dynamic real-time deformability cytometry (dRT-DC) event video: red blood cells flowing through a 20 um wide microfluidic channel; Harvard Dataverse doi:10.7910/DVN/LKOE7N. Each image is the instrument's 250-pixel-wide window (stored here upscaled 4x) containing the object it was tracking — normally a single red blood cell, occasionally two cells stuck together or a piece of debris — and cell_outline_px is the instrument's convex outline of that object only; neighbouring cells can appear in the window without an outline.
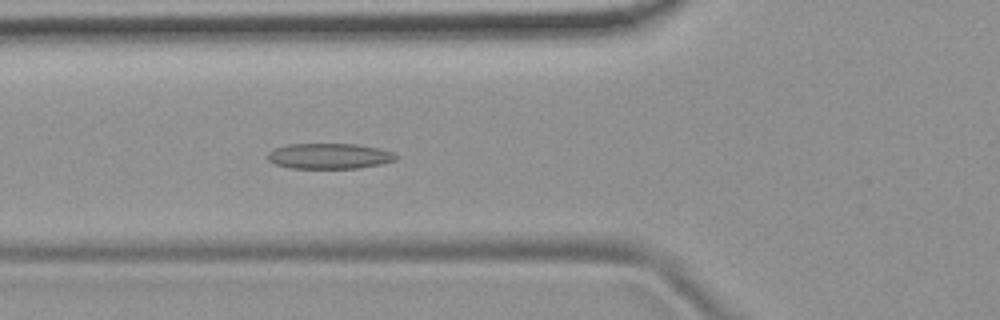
{"species": "common noctule bat (a hibernating species)", "species_latin": "Nyctalus noctula", "temperature_condition": "room temperature", "stored_images_in_passage": 37, "camera_frame_rate_fps": 3000, "um_per_image_px": 0.085, "animal": {"sex": "female", "body_mass_g": 19.9}, "frame": {"image": 1, "passage_image": 4, "time_ms": 1.0, "image_size_px": [1000, 320], "cell_outline_px": [[400, 156], [396, 160], [380, 164], [360, 168], [288, 168], [276, 164], [268, 160], [268, 152], [276, 148], [288, 144], [356, 144], [380, 148], [392, 152]], "centroid_in_image_um": [28.02, 13.26], "position_along_channel_um": 97.8, "area_um2": 19.13}}
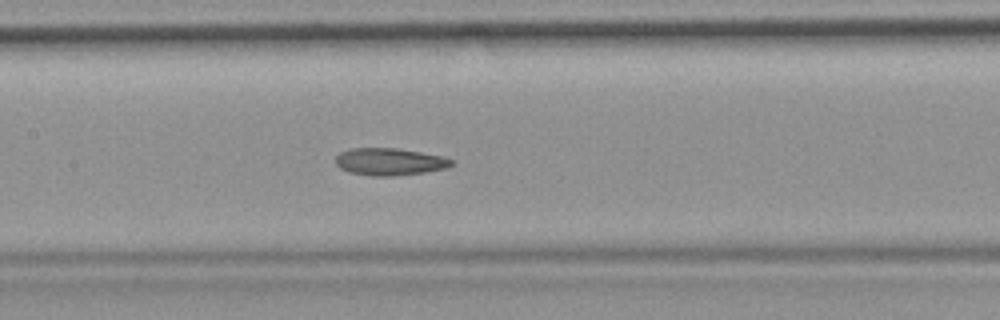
{"frame": {"image": 2, "passage_image": 10, "time_ms": 3.0, "image_size_px": [1000, 320], "cell_outline_px": [[456, 164], [448, 168], [424, 172], [392, 176], [372, 176], [348, 172], [340, 168], [336, 164], [336, 156], [340, 152], [352, 148], [396, 148], [420, 152], [440, 156], [456, 160]], "centroid_in_image_um": [33.14, 13.75], "position_along_channel_um": 174.3, "area_um2": 18.5}}
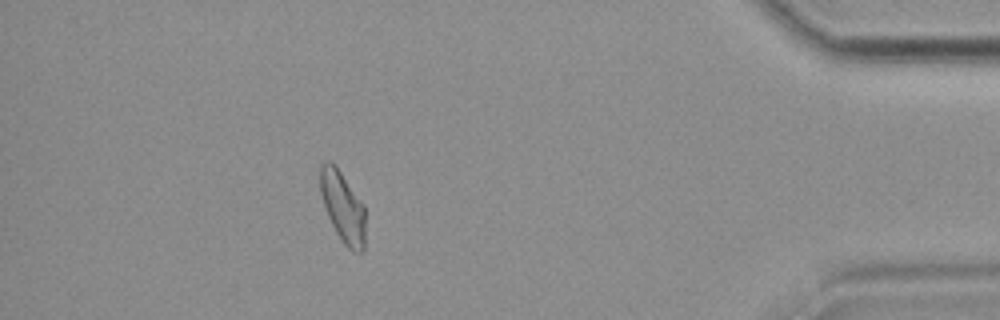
{"frame": {"image": 3, "passage_image": 32, "time_ms": 10.333, "image_size_px": [1000, 320], "cell_outline_px": [[364, 252], [352, 252], [344, 244], [336, 232], [328, 216], [320, 192], [320, 164], [328, 160], [332, 160], [336, 164], [364, 204]], "centroid_in_image_um": [29.13, 17.54], "position_along_channel_um": 406.1, "area_um2": 18.79}, "authors_computed_cell_mechanics": {"area_um2": 18.6116, "velocity_mm_per_s": 3.805, "shape_relaxation_time_tau1_ms": null, "shape_relaxation_time_tau2_ms": 3.0096, "deformation_change_tau1": null, "deformation_change_tau2": 0.0859}}